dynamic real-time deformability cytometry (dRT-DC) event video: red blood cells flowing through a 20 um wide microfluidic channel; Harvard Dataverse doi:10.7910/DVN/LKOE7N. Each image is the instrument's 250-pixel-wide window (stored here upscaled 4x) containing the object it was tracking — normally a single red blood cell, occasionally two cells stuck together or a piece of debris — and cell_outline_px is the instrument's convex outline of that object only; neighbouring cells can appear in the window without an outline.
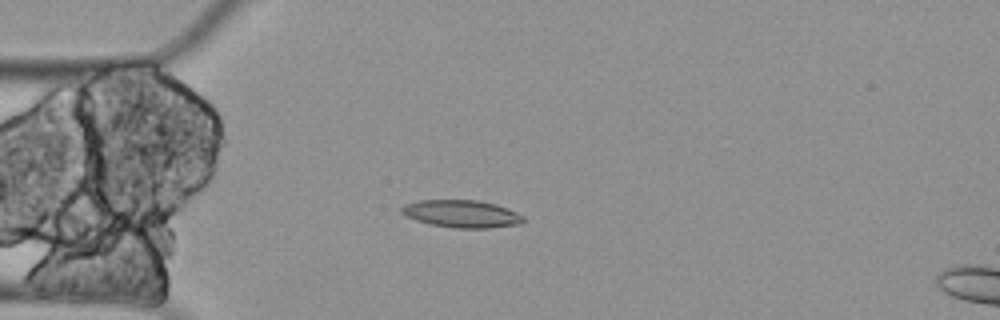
{"species": "Egyptian fruit bat (a non-hibernating species)", "species_latin": "Rousettus aegyptiacus", "temperature_condition": "cold", "stored_images_in_passage": 11, "camera_frame_rate_fps": 3000, "um_per_image_px": 0.085, "animal": {"sex": "female"}, "frame": {"image": 1, "passage_image": 4, "time_ms": 1.0, "image_size_px": [1000, 320], "cell_outline_px": [[524, 220], [520, 224], [488, 228], [456, 228], [432, 224], [416, 220], [404, 216], [400, 212], [400, 208], [404, 204], [420, 200], [476, 200], [496, 204], [516, 212], [524, 216]], "centroid_in_image_um": [39.21, 18.17], "position_along_channel_um": 45.8, "area_um2": 19.48}}
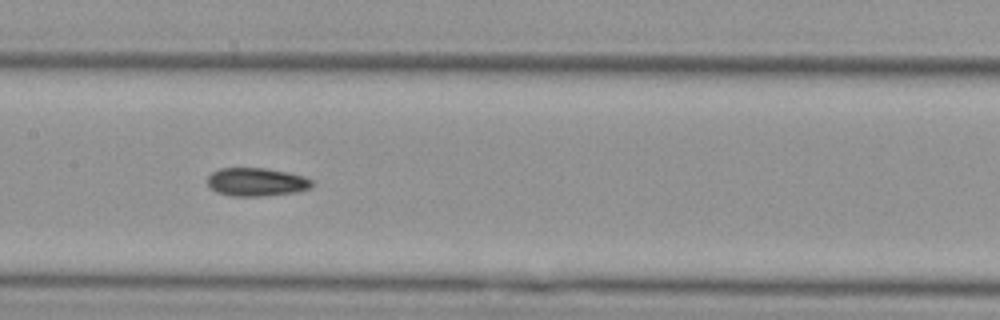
{"frame": {"image": 2, "passage_image": 8, "time_ms": 2.333, "image_size_px": [1000, 320], "cell_outline_px": [[312, 188], [296, 192], [260, 196], [232, 196], [216, 192], [208, 184], [208, 176], [212, 172], [220, 168], [268, 168], [288, 172], [304, 176], [312, 180]], "centroid_in_image_um": [21.82, 15.46], "position_along_channel_um": 185.6, "area_um2": 17.28}}
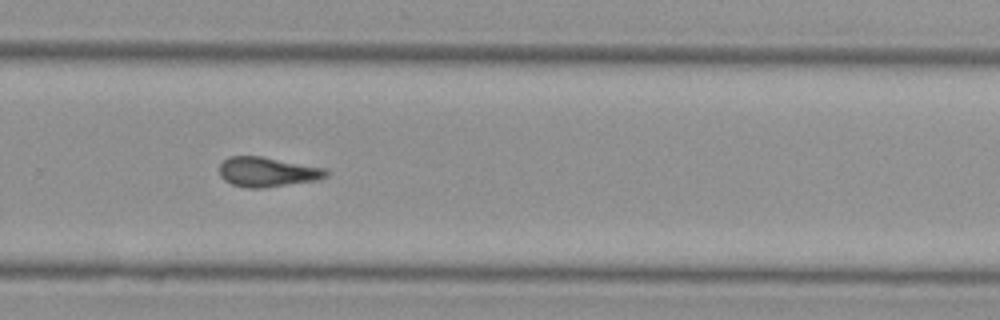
{"frame": {"image": 3, "passage_image": 11, "time_ms": 3.333, "image_size_px": [1000, 320], "cell_outline_px": [[328, 176], [320, 180], [264, 188], [248, 188], [232, 184], [224, 180], [220, 176], [220, 164], [228, 156], [260, 156], [324, 168], [328, 172]], "centroid_in_image_um": [22.73, 14.62], "position_along_channel_um": 307.1, "area_um2": 18.5}}